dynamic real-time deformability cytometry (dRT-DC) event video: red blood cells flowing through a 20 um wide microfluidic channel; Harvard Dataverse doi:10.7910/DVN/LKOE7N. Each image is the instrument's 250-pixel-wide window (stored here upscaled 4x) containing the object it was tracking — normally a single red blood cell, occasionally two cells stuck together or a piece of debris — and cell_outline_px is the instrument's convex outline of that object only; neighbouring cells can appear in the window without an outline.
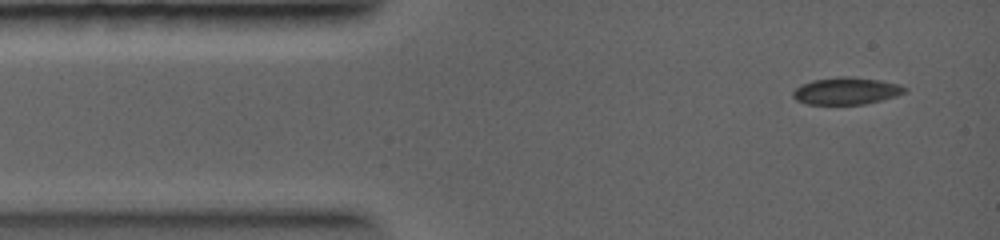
{"species": "common noctule bat (a hibernating species)", "species_latin": "Nyctalus noctula", "temperature_condition": "warm", "stored_images_in_passage": 6, "camera_frame_rate_fps": 5000, "um_per_image_px": 0.085, "animal": {"sex": "female", "body_mass_g": 19.0, "forearm_length_mm": 56.7}, "frame": {"image": 1, "passage_image": 1, "time_ms": 0.0, "image_size_px": [1000, 240], "cell_outline_px": [[908, 92], [896, 96], [864, 104], [808, 104], [796, 100], [792, 96], [792, 92], [796, 88], [812, 80], [840, 76], [848, 76], [880, 80], [900, 84], [908, 88]], "centroid_in_image_um": [71.97, 7.72], "position_along_channel_um": 13.0, "area_um2": 17.69}}
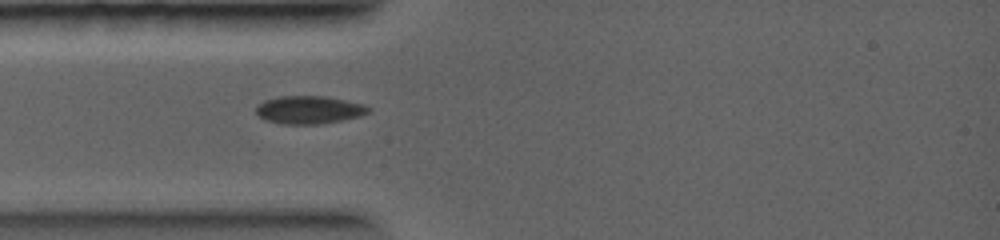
{"frame": {"image": 2, "passage_image": 4, "time_ms": 2.0, "image_size_px": [1000, 240], "cell_outline_px": [[372, 112], [360, 116], [324, 124], [280, 124], [264, 120], [256, 112], [256, 108], [264, 100], [280, 96], [324, 96], [364, 104], [372, 108]], "centroid_in_image_um": [26.31, 9.34], "position_along_channel_um": 58.7, "area_um2": 18.44}}